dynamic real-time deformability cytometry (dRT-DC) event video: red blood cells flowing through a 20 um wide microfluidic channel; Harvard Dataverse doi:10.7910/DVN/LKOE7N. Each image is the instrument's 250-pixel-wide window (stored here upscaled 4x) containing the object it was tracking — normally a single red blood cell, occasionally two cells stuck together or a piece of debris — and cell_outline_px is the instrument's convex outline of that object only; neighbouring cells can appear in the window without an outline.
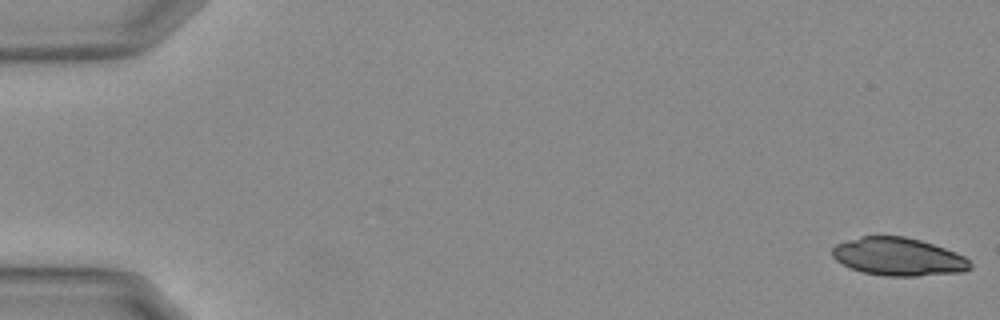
{"species": "Egyptian fruit bat (a non-hibernating species)", "species_latin": "Rousettus aegyptiacus", "temperature_condition": "warm", "stored_images_in_passage": 30, "camera_frame_rate_fps": 3000, "um_per_image_px": 0.085, "animal": {"sex": "female"}, "frame": {"image": 1, "passage_image": 1, "time_ms": 0.0, "image_size_px": [1000, 320], "cell_outline_px": [[972, 268], [964, 272], [916, 276], [888, 276], [864, 272], [852, 268], [836, 260], [832, 256], [832, 248], [836, 244], [860, 236], [904, 236], [920, 240], [956, 252], [964, 256], [972, 264]], "centroid_in_image_um": [76.38, 21.82], "position_along_channel_um": 8.6, "area_um2": 30.4}}
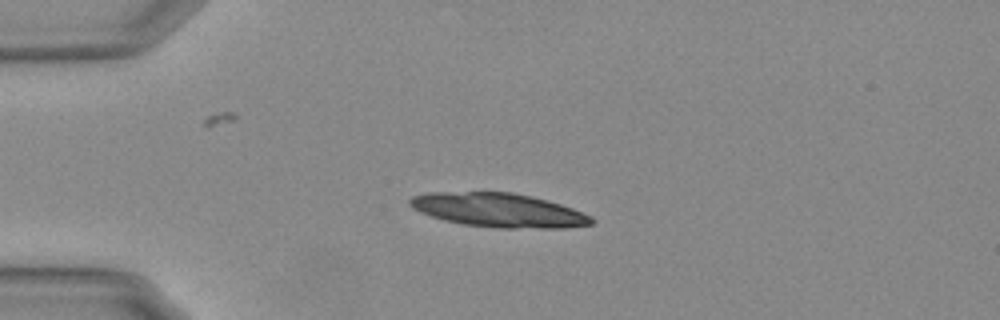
{"frame": {"image": 2, "passage_image": 14, "time_ms": 4.333, "image_size_px": [1000, 320], "cell_outline_px": [[596, 220], [592, 224], [564, 228], [500, 228], [464, 224], [444, 220], [420, 212], [412, 208], [408, 204], [408, 200], [412, 196], [428, 192], [512, 192], [532, 196], [548, 200], [572, 208], [592, 216]], "centroid_in_image_um": [42.39, 17.86], "position_along_channel_um": 42.6, "area_um2": 36.07}}